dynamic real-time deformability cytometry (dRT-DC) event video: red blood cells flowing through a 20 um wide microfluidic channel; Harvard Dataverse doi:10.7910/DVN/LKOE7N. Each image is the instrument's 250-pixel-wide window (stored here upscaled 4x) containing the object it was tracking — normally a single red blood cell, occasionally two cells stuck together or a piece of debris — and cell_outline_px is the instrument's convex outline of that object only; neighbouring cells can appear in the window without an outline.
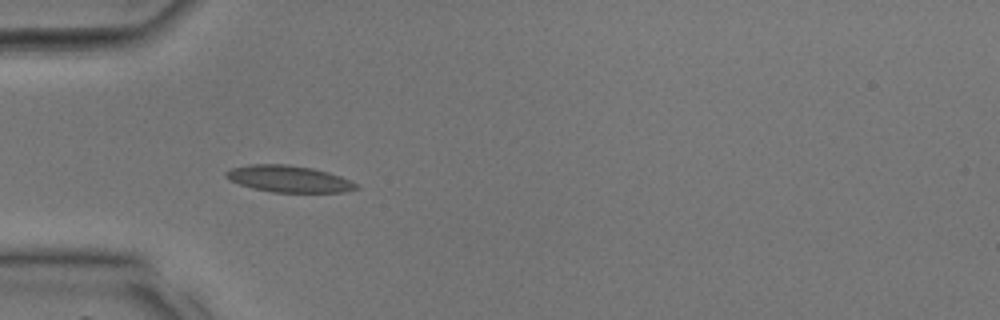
{"species": "common noctule bat (a hibernating species)", "species_latin": "Nyctalus noctula", "temperature_condition": "room temperature", "stored_images_in_passage": 32, "camera_frame_rate_fps": 3000, "um_per_image_px": 0.085, "animal": {"sex": "male", "body_mass_g": 17.9, "forearm_length_mm": 54.2}, "frame": {"image": 1, "passage_image": 7, "time_ms": 2.0, "image_size_px": [1000, 320], "cell_outline_px": [[360, 188], [344, 192], [272, 192], [252, 188], [228, 180], [224, 176], [224, 172], [232, 168], [248, 164], [288, 164], [312, 168], [328, 172], [340, 176], [356, 184]], "centroid_in_image_um": [24.5, 15.2], "position_along_channel_um": 60.5, "area_um2": 20.23}}
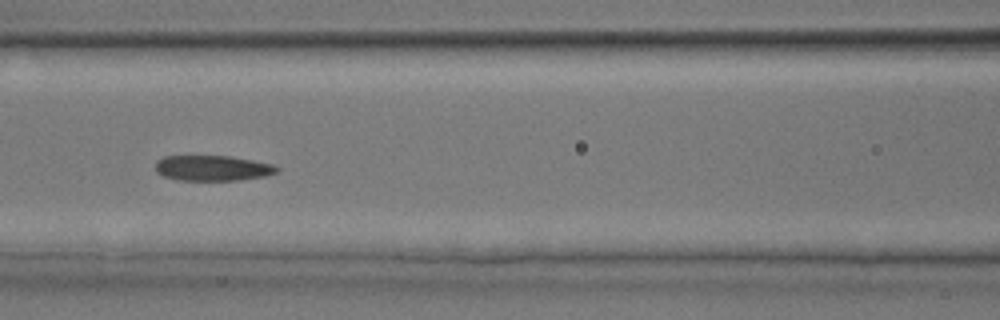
{"frame": {"image": 2, "passage_image": 12, "time_ms": 3.667, "image_size_px": [1000, 320], "cell_outline_px": [[280, 168], [276, 172], [264, 176], [240, 180], [176, 180], [164, 176], [156, 172], [156, 160], [164, 156], [232, 156], [272, 164]], "centroid_in_image_um": [18.04, 14.28], "position_along_channel_um": 148.6, "area_um2": 17.98}}
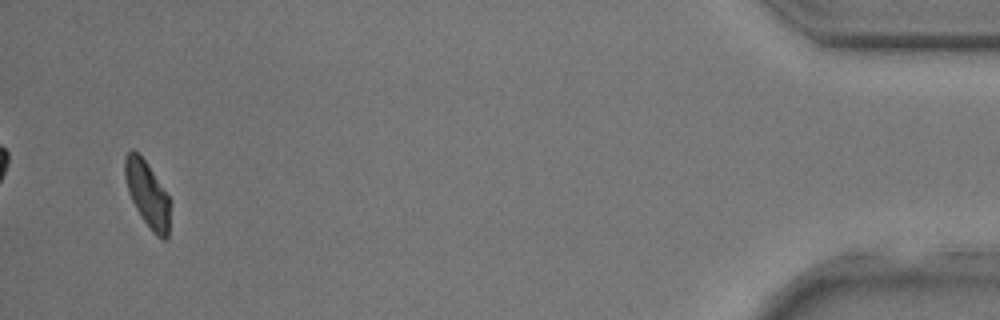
{"frame": {"image": 3, "passage_image": 31, "time_ms": 10.0, "image_size_px": [1000, 320], "cell_outline_px": [[168, 240], [164, 240], [156, 236], [152, 232], [136, 208], [128, 192], [124, 176], [124, 156], [132, 148], [144, 160], [168, 196]], "centroid_in_image_um": [12.48, 16.5], "position_along_channel_um": 422.7, "area_um2": 16.76}}